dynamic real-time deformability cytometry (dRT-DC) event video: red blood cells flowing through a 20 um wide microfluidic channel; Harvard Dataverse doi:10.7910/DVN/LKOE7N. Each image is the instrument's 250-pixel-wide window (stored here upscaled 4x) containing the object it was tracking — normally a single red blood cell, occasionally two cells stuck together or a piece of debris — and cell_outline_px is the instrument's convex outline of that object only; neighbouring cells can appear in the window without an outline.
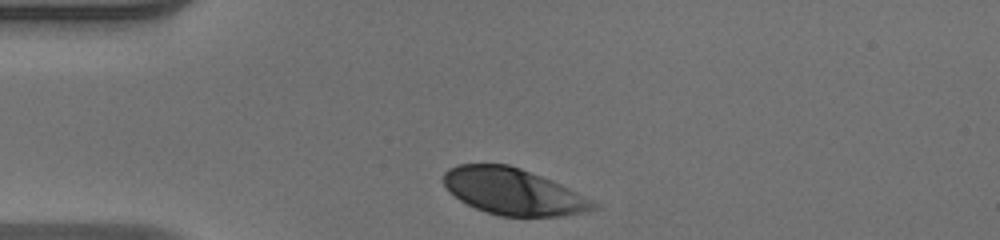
{"species": "human", "species_latin": "Homo sapiens", "temperature_condition": "warm", "stored_images_in_passage": 30, "camera_frame_rate_fps": 3000, "um_per_image_px": 0.085, "donor": {"sex": "male"}, "frame": {"image": 1, "passage_image": 1, "time_ms": 0.0, "image_size_px": [1000, 240], "cell_outline_px": [[600, 208], [588, 212], [560, 216], [500, 216], [476, 208], [460, 200], [448, 192], [444, 184], [444, 172], [448, 168], [456, 164], [508, 164], [520, 168], [552, 180], [600, 204]], "centroid_in_image_um": [43.63, 16.28], "position_along_channel_um": 41.4, "area_um2": 40.58}}
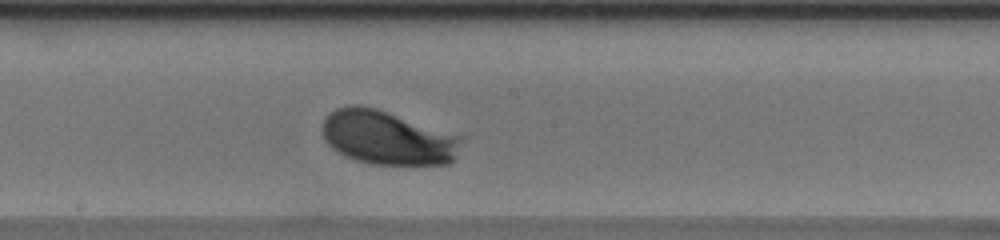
{"frame": {"image": 2, "passage_image": 16, "time_ms": 5.0, "image_size_px": [1000, 240], "cell_outline_px": [[464, 136], [452, 160], [448, 164], [372, 164], [356, 160], [344, 156], [332, 148], [324, 140], [324, 120], [336, 108], [348, 104], [360, 104], [376, 108]], "centroid_in_image_um": [32.93, 11.69], "position_along_channel_um": 215.3, "area_um2": 43.58}}
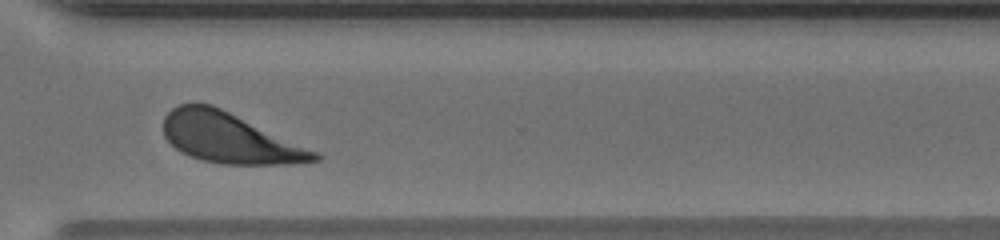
{"frame": {"image": 3, "passage_image": 26, "time_ms": 8.333, "image_size_px": [1000, 240], "cell_outline_px": [[324, 156], [320, 160], [288, 164], [220, 164], [204, 160], [180, 152], [164, 136], [164, 116], [172, 108], [180, 104], [212, 104], [320, 152]], "centroid_in_image_um": [19.56, 11.74], "position_along_channel_um": 351.0, "area_um2": 44.04}, "authors_computed_cell_mechanics": {"area_um2": 42.9165, "velocity_mm_per_s": 4.0776, "shape_relaxation_time_tau1_ms": 1.6668, "shape_relaxation_time_tau2_ms": null, "deformation_change_tau1": 0.1337, "deformation_change_tau2": null}}